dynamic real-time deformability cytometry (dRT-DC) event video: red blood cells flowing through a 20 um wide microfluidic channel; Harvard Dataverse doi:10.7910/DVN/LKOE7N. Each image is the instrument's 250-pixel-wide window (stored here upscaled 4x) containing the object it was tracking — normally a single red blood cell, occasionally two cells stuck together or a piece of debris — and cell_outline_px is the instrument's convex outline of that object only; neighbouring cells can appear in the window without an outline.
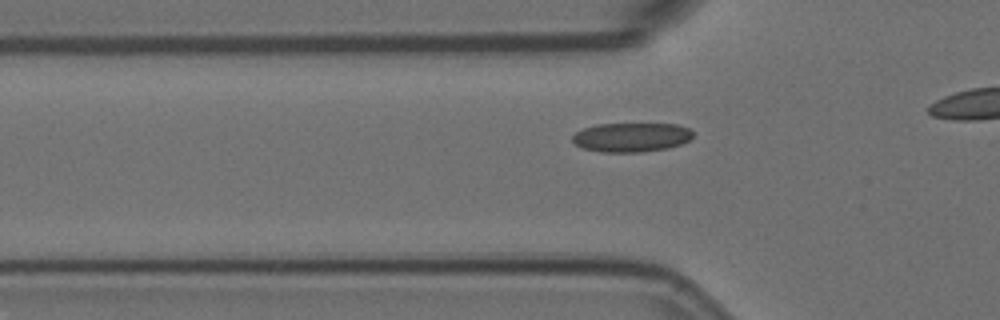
{"species": "Egyptian fruit bat (a non-hibernating species)", "species_latin": "Rousettus aegyptiacus", "temperature_condition": "room temperature", "stored_images_in_passage": 8, "camera_frame_rate_fps": 3000, "um_per_image_px": 0.085, "animal": {"sex": "female"}, "frame": {"image": 1, "passage_image": 2, "time_ms": 0.333, "image_size_px": [1000, 320], "cell_outline_px": [[692, 136], [688, 140], [680, 144], [668, 148], [644, 152], [600, 152], [584, 148], [576, 144], [572, 140], [572, 136], [576, 132], [584, 128], [596, 124], [676, 124], [688, 128], [692, 132]], "centroid_in_image_um": [53.65, 11.67], "position_along_channel_um": 72.2, "area_um2": 20.4}}
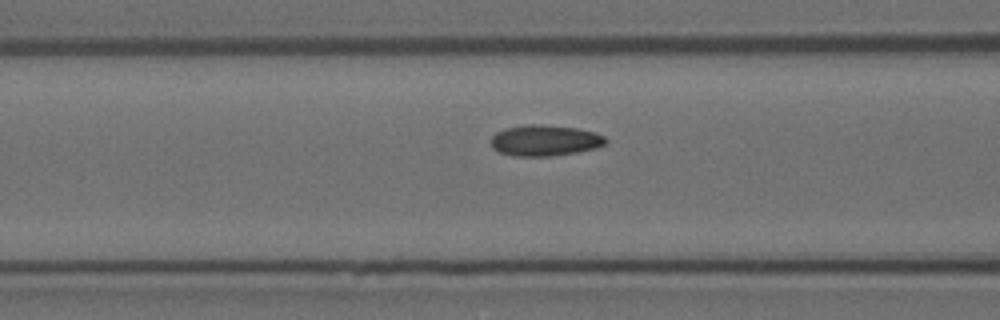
{"frame": {"image": 2, "passage_image": 6, "time_ms": 1.667, "image_size_px": [1000, 320], "cell_outline_px": [[608, 140], [604, 144], [596, 148], [576, 152], [548, 156], [512, 156], [500, 152], [492, 148], [492, 136], [496, 132], [504, 128], [524, 124], [532, 124], [576, 128], [592, 132], [604, 136]], "centroid_in_image_um": [46.27, 11.94], "position_along_channel_um": 120.3, "area_um2": 20.52}}